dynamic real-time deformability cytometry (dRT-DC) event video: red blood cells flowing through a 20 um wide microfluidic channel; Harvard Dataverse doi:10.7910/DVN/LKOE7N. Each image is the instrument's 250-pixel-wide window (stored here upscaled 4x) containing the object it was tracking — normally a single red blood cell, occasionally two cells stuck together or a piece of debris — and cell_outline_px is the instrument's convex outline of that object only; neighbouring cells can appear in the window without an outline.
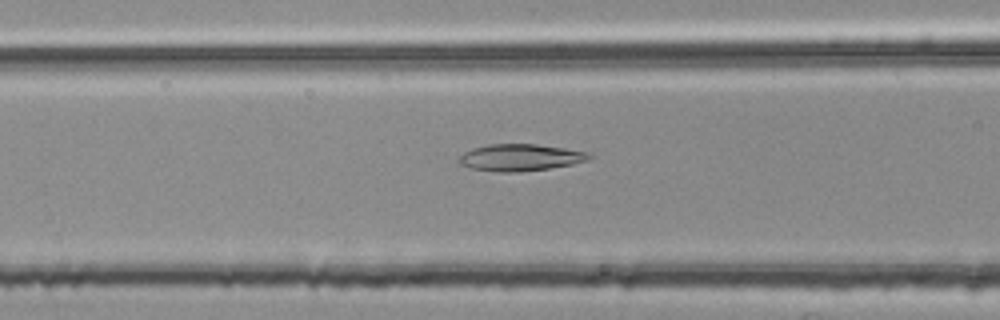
{"species": "common noctule bat (a hibernating species)", "species_latin": "Nyctalus noctula", "temperature_condition": "room temperature", "stored_images_in_passage": 43, "camera_frame_rate_fps": 3000, "um_per_image_px": 0.085, "animal": {"sex": "female", "body_mass_g": 25.1}, "frame": {"image": 1, "passage_image": 11, "time_ms": 3.333, "image_size_px": [1000, 320], "cell_outline_px": [[592, 156], [588, 160], [572, 164], [548, 168], [516, 172], [500, 172], [472, 168], [460, 164], [456, 160], [464, 152], [472, 148], [488, 144], [536, 144], [564, 148], [588, 152]], "centroid_in_image_um": [44.19, 13.38], "position_along_channel_um": 122.4, "area_um2": 20.23}}
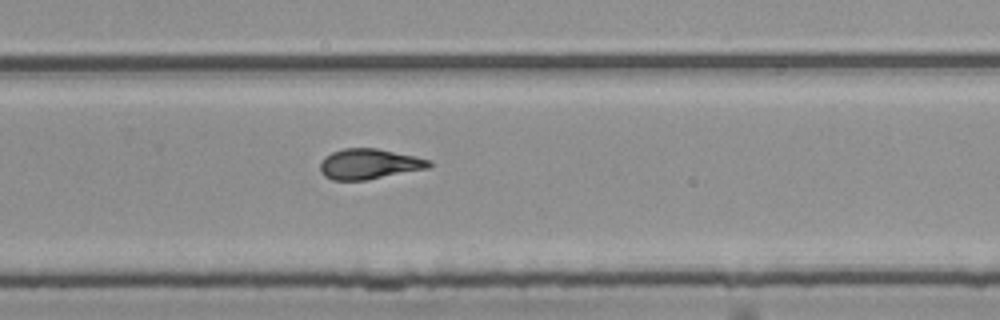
{"frame": {"image": 2, "passage_image": 25, "time_ms": 8.0, "image_size_px": [1000, 320], "cell_outline_px": [[432, 168], [364, 180], [332, 180], [324, 176], [320, 172], [320, 160], [324, 156], [332, 152], [344, 148], [376, 148], [416, 156], [432, 160]], "centroid_in_image_um": [31.39, 13.94], "position_along_channel_um": 298.4, "area_um2": 19.54}}
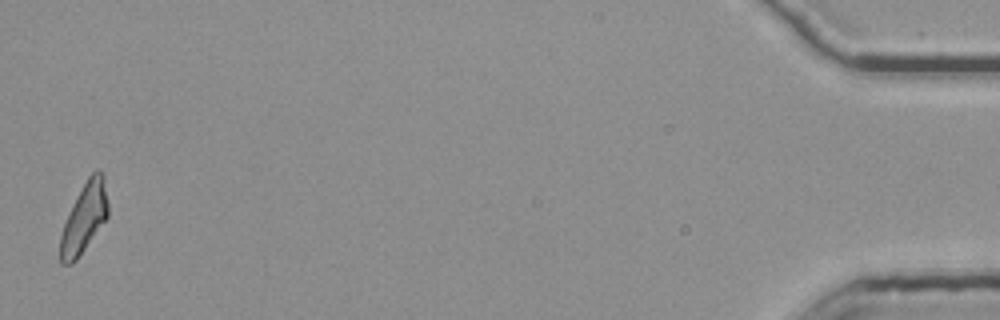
{"frame": {"image": 3, "passage_image": 43, "time_ms": 14.0, "image_size_px": [1000, 320], "cell_outline_px": [[108, 216], [76, 260], [72, 264], [60, 264], [60, 236], [64, 224], [72, 204], [76, 196], [88, 176], [96, 168], [100, 168], [104, 172], [108, 204]], "centroid_in_image_um": [7.17, 18.47], "position_along_channel_um": 428.0, "area_um2": 19.42}, "authors_computed_cell_mechanics": {"area_um2": 19.4786, "velocity_mm_per_s": 3.779, "shape_relaxation_time_tau1_ms": null, "shape_relaxation_time_tau2_ms": 2.0104, "deformation_change_tau1": null, "deformation_change_tau2": 0.0898}}